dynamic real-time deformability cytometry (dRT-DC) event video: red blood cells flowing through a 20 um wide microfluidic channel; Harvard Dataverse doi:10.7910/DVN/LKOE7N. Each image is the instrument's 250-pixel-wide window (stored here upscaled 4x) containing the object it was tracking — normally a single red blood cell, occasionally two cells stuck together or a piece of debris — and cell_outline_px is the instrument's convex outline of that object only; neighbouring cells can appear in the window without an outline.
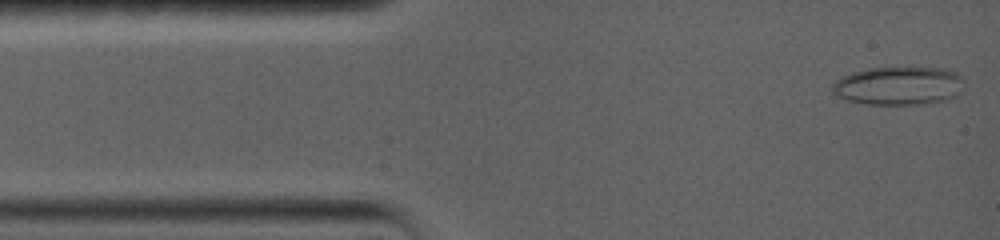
{"species": "common noctule bat (a hibernating species)", "species_latin": "Nyctalus noctula", "temperature_condition": "warm", "stored_images_in_passage": 9, "camera_frame_rate_fps": 5000, "um_per_image_px": 0.085, "animal": {"sex": "female", "body_mass_g": 19.0, "forearm_length_mm": 56.7}, "frame": {"image": 1, "passage_image": 1, "time_ms": 0.0, "image_size_px": [1000, 240], "cell_outline_px": [[964, 88], [956, 96], [944, 100], [920, 104], [868, 104], [848, 100], [836, 96], [832, 92], [832, 84], [840, 76], [852, 72], [868, 68], [944, 68], [956, 72], [964, 80]], "centroid_in_image_um": [76.38, 7.28], "position_along_channel_um": 8.6, "area_um2": 29.59}}
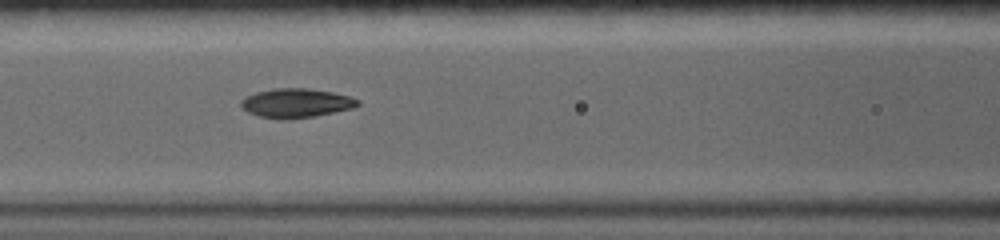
{"frame": {"image": 2, "passage_image": 7, "time_ms": 5.6, "image_size_px": [1000, 240], "cell_outline_px": [[360, 104], [352, 108], [316, 116], [284, 120], [260, 116], [248, 112], [240, 104], [240, 100], [244, 96], [256, 92], [272, 88], [308, 88], [332, 92], [348, 96], [360, 100]], "centroid_in_image_um": [25.15, 8.75], "position_along_channel_um": 141.5, "area_um2": 19.88}}
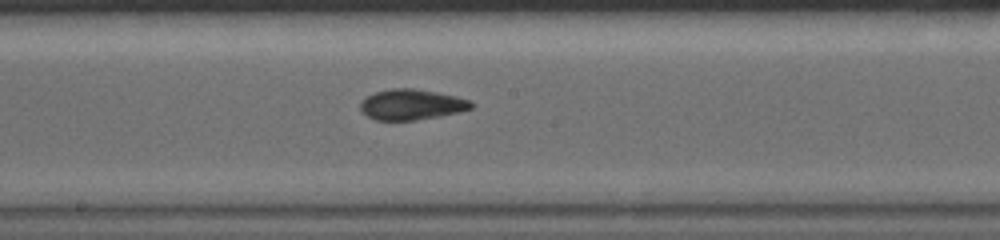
{"frame": {"image": 3, "passage_image": 9, "time_ms": 7.6, "image_size_px": [1000, 240], "cell_outline_px": [[476, 104], [472, 108], [440, 116], [416, 120], [376, 120], [360, 112], [360, 100], [376, 92], [392, 88], [412, 88], [436, 92], [456, 96], [468, 100]], "centroid_in_image_um": [34.95, 8.89], "position_along_channel_um": 213.2, "area_um2": 19.71}}